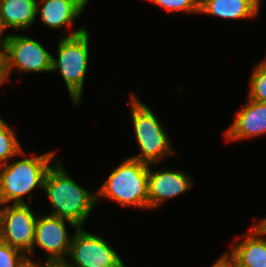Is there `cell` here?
Masks as SVG:
<instances>
[{
	"mask_svg": "<svg viewBox=\"0 0 266 267\" xmlns=\"http://www.w3.org/2000/svg\"><path fill=\"white\" fill-rule=\"evenodd\" d=\"M89 0H43L41 11L37 5V14L50 28L71 27L76 17L81 14Z\"/></svg>",
	"mask_w": 266,
	"mask_h": 267,
	"instance_id": "cell-12",
	"label": "cell"
},
{
	"mask_svg": "<svg viewBox=\"0 0 266 267\" xmlns=\"http://www.w3.org/2000/svg\"><path fill=\"white\" fill-rule=\"evenodd\" d=\"M204 0H197L198 4L200 5Z\"/></svg>",
	"mask_w": 266,
	"mask_h": 267,
	"instance_id": "cell-27",
	"label": "cell"
},
{
	"mask_svg": "<svg viewBox=\"0 0 266 267\" xmlns=\"http://www.w3.org/2000/svg\"><path fill=\"white\" fill-rule=\"evenodd\" d=\"M54 152L40 156L23 158L11 164L0 166V202L14 201V204H26L23 196L37 186L43 188L45 175L52 166Z\"/></svg>",
	"mask_w": 266,
	"mask_h": 267,
	"instance_id": "cell-3",
	"label": "cell"
},
{
	"mask_svg": "<svg viewBox=\"0 0 266 267\" xmlns=\"http://www.w3.org/2000/svg\"><path fill=\"white\" fill-rule=\"evenodd\" d=\"M260 0H204L199 13L226 19L252 18L259 13Z\"/></svg>",
	"mask_w": 266,
	"mask_h": 267,
	"instance_id": "cell-13",
	"label": "cell"
},
{
	"mask_svg": "<svg viewBox=\"0 0 266 267\" xmlns=\"http://www.w3.org/2000/svg\"><path fill=\"white\" fill-rule=\"evenodd\" d=\"M0 85L8 80L6 45L0 44Z\"/></svg>",
	"mask_w": 266,
	"mask_h": 267,
	"instance_id": "cell-20",
	"label": "cell"
},
{
	"mask_svg": "<svg viewBox=\"0 0 266 267\" xmlns=\"http://www.w3.org/2000/svg\"><path fill=\"white\" fill-rule=\"evenodd\" d=\"M132 120L140 155L130 157L146 164H153L173 154L169 137L152 110L132 93Z\"/></svg>",
	"mask_w": 266,
	"mask_h": 267,
	"instance_id": "cell-5",
	"label": "cell"
},
{
	"mask_svg": "<svg viewBox=\"0 0 266 267\" xmlns=\"http://www.w3.org/2000/svg\"><path fill=\"white\" fill-rule=\"evenodd\" d=\"M254 226L260 231L262 236L266 234V218L261 220L258 225L254 224Z\"/></svg>",
	"mask_w": 266,
	"mask_h": 267,
	"instance_id": "cell-24",
	"label": "cell"
},
{
	"mask_svg": "<svg viewBox=\"0 0 266 267\" xmlns=\"http://www.w3.org/2000/svg\"><path fill=\"white\" fill-rule=\"evenodd\" d=\"M5 25H4V22L2 20V15H1V9H0V44H5L6 43V40L8 38V35L5 36L4 38H2L3 36V31L5 30Z\"/></svg>",
	"mask_w": 266,
	"mask_h": 267,
	"instance_id": "cell-22",
	"label": "cell"
},
{
	"mask_svg": "<svg viewBox=\"0 0 266 267\" xmlns=\"http://www.w3.org/2000/svg\"><path fill=\"white\" fill-rule=\"evenodd\" d=\"M44 267H69L66 261L45 262Z\"/></svg>",
	"mask_w": 266,
	"mask_h": 267,
	"instance_id": "cell-21",
	"label": "cell"
},
{
	"mask_svg": "<svg viewBox=\"0 0 266 267\" xmlns=\"http://www.w3.org/2000/svg\"><path fill=\"white\" fill-rule=\"evenodd\" d=\"M224 134L231 141L266 134V102L248 99Z\"/></svg>",
	"mask_w": 266,
	"mask_h": 267,
	"instance_id": "cell-11",
	"label": "cell"
},
{
	"mask_svg": "<svg viewBox=\"0 0 266 267\" xmlns=\"http://www.w3.org/2000/svg\"><path fill=\"white\" fill-rule=\"evenodd\" d=\"M13 204L0 209V240L11 247L32 253L36 217L29 205Z\"/></svg>",
	"mask_w": 266,
	"mask_h": 267,
	"instance_id": "cell-7",
	"label": "cell"
},
{
	"mask_svg": "<svg viewBox=\"0 0 266 267\" xmlns=\"http://www.w3.org/2000/svg\"><path fill=\"white\" fill-rule=\"evenodd\" d=\"M248 235L233 246L230 257L241 267H266V239L254 225Z\"/></svg>",
	"mask_w": 266,
	"mask_h": 267,
	"instance_id": "cell-14",
	"label": "cell"
},
{
	"mask_svg": "<svg viewBox=\"0 0 266 267\" xmlns=\"http://www.w3.org/2000/svg\"><path fill=\"white\" fill-rule=\"evenodd\" d=\"M226 267H241L238 263H236L228 253H226Z\"/></svg>",
	"mask_w": 266,
	"mask_h": 267,
	"instance_id": "cell-25",
	"label": "cell"
},
{
	"mask_svg": "<svg viewBox=\"0 0 266 267\" xmlns=\"http://www.w3.org/2000/svg\"><path fill=\"white\" fill-rule=\"evenodd\" d=\"M25 267H39V264L32 261L28 262Z\"/></svg>",
	"mask_w": 266,
	"mask_h": 267,
	"instance_id": "cell-26",
	"label": "cell"
},
{
	"mask_svg": "<svg viewBox=\"0 0 266 267\" xmlns=\"http://www.w3.org/2000/svg\"><path fill=\"white\" fill-rule=\"evenodd\" d=\"M43 190L49 197L53 211L50 215L67 219L78 229L81 227L97 202V194H91L67 176L61 164L52 165L44 179Z\"/></svg>",
	"mask_w": 266,
	"mask_h": 267,
	"instance_id": "cell-1",
	"label": "cell"
},
{
	"mask_svg": "<svg viewBox=\"0 0 266 267\" xmlns=\"http://www.w3.org/2000/svg\"><path fill=\"white\" fill-rule=\"evenodd\" d=\"M65 220L67 219L50 214L38 217L32 252H34V246L38 245L47 251L46 261H67L64 255H69L72 237L70 238L66 232Z\"/></svg>",
	"mask_w": 266,
	"mask_h": 267,
	"instance_id": "cell-9",
	"label": "cell"
},
{
	"mask_svg": "<svg viewBox=\"0 0 266 267\" xmlns=\"http://www.w3.org/2000/svg\"><path fill=\"white\" fill-rule=\"evenodd\" d=\"M148 172V209L158 207L191 188V179L182 171L160 170Z\"/></svg>",
	"mask_w": 266,
	"mask_h": 267,
	"instance_id": "cell-10",
	"label": "cell"
},
{
	"mask_svg": "<svg viewBox=\"0 0 266 267\" xmlns=\"http://www.w3.org/2000/svg\"><path fill=\"white\" fill-rule=\"evenodd\" d=\"M211 267H226V253L223 254Z\"/></svg>",
	"mask_w": 266,
	"mask_h": 267,
	"instance_id": "cell-23",
	"label": "cell"
},
{
	"mask_svg": "<svg viewBox=\"0 0 266 267\" xmlns=\"http://www.w3.org/2000/svg\"><path fill=\"white\" fill-rule=\"evenodd\" d=\"M249 98L266 102V59L256 65L251 74Z\"/></svg>",
	"mask_w": 266,
	"mask_h": 267,
	"instance_id": "cell-17",
	"label": "cell"
},
{
	"mask_svg": "<svg viewBox=\"0 0 266 267\" xmlns=\"http://www.w3.org/2000/svg\"><path fill=\"white\" fill-rule=\"evenodd\" d=\"M23 154L15 132L0 117V166L16 155Z\"/></svg>",
	"mask_w": 266,
	"mask_h": 267,
	"instance_id": "cell-16",
	"label": "cell"
},
{
	"mask_svg": "<svg viewBox=\"0 0 266 267\" xmlns=\"http://www.w3.org/2000/svg\"><path fill=\"white\" fill-rule=\"evenodd\" d=\"M151 2L164 7L168 11L198 12L199 4L197 0H150Z\"/></svg>",
	"mask_w": 266,
	"mask_h": 267,
	"instance_id": "cell-19",
	"label": "cell"
},
{
	"mask_svg": "<svg viewBox=\"0 0 266 267\" xmlns=\"http://www.w3.org/2000/svg\"><path fill=\"white\" fill-rule=\"evenodd\" d=\"M5 45L8 76L14 67L20 72H51L53 56L37 40L10 34Z\"/></svg>",
	"mask_w": 266,
	"mask_h": 267,
	"instance_id": "cell-8",
	"label": "cell"
},
{
	"mask_svg": "<svg viewBox=\"0 0 266 267\" xmlns=\"http://www.w3.org/2000/svg\"><path fill=\"white\" fill-rule=\"evenodd\" d=\"M89 32L80 28L63 37L58 45V60L52 57V72L59 70L74 103H80L88 68Z\"/></svg>",
	"mask_w": 266,
	"mask_h": 267,
	"instance_id": "cell-4",
	"label": "cell"
},
{
	"mask_svg": "<svg viewBox=\"0 0 266 267\" xmlns=\"http://www.w3.org/2000/svg\"><path fill=\"white\" fill-rule=\"evenodd\" d=\"M37 0H0L2 20L6 28L25 29L37 16Z\"/></svg>",
	"mask_w": 266,
	"mask_h": 267,
	"instance_id": "cell-15",
	"label": "cell"
},
{
	"mask_svg": "<svg viewBox=\"0 0 266 267\" xmlns=\"http://www.w3.org/2000/svg\"><path fill=\"white\" fill-rule=\"evenodd\" d=\"M0 240V267H25L32 262L27 255ZM23 255V256H22Z\"/></svg>",
	"mask_w": 266,
	"mask_h": 267,
	"instance_id": "cell-18",
	"label": "cell"
},
{
	"mask_svg": "<svg viewBox=\"0 0 266 267\" xmlns=\"http://www.w3.org/2000/svg\"><path fill=\"white\" fill-rule=\"evenodd\" d=\"M73 264L69 267H126L116 251L104 238L76 229L72 237L69 255Z\"/></svg>",
	"mask_w": 266,
	"mask_h": 267,
	"instance_id": "cell-6",
	"label": "cell"
},
{
	"mask_svg": "<svg viewBox=\"0 0 266 267\" xmlns=\"http://www.w3.org/2000/svg\"><path fill=\"white\" fill-rule=\"evenodd\" d=\"M148 172L149 165L128 158L108 176L98 190L100 196L115 200L121 206L148 208Z\"/></svg>",
	"mask_w": 266,
	"mask_h": 267,
	"instance_id": "cell-2",
	"label": "cell"
}]
</instances>
